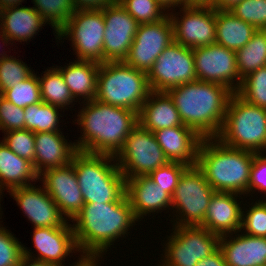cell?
<instances>
[{
	"label": "cell",
	"instance_id": "6da1fadb",
	"mask_svg": "<svg viewBox=\"0 0 266 266\" xmlns=\"http://www.w3.org/2000/svg\"><path fill=\"white\" fill-rule=\"evenodd\" d=\"M137 221L126 195L120 201L84 204L71 221L79 255L100 259Z\"/></svg>",
	"mask_w": 266,
	"mask_h": 266
},
{
	"label": "cell",
	"instance_id": "7a4b0ae2",
	"mask_svg": "<svg viewBox=\"0 0 266 266\" xmlns=\"http://www.w3.org/2000/svg\"><path fill=\"white\" fill-rule=\"evenodd\" d=\"M81 103L76 123L83 133L75 142L77 151L116 156L138 124V113L96 99Z\"/></svg>",
	"mask_w": 266,
	"mask_h": 266
},
{
	"label": "cell",
	"instance_id": "3957f363",
	"mask_svg": "<svg viewBox=\"0 0 266 266\" xmlns=\"http://www.w3.org/2000/svg\"><path fill=\"white\" fill-rule=\"evenodd\" d=\"M167 93L185 126L195 130L202 138L219 135L233 94L229 88L197 80L173 87Z\"/></svg>",
	"mask_w": 266,
	"mask_h": 266
},
{
	"label": "cell",
	"instance_id": "277c9868",
	"mask_svg": "<svg viewBox=\"0 0 266 266\" xmlns=\"http://www.w3.org/2000/svg\"><path fill=\"white\" fill-rule=\"evenodd\" d=\"M254 155L249 150L226 146L216 137L203 138L196 166L216 192L247 196Z\"/></svg>",
	"mask_w": 266,
	"mask_h": 266
},
{
	"label": "cell",
	"instance_id": "5b68a950",
	"mask_svg": "<svg viewBox=\"0 0 266 266\" xmlns=\"http://www.w3.org/2000/svg\"><path fill=\"white\" fill-rule=\"evenodd\" d=\"M71 163L85 204L120 201L126 195V179L115 156L77 151Z\"/></svg>",
	"mask_w": 266,
	"mask_h": 266
},
{
	"label": "cell",
	"instance_id": "8992f818",
	"mask_svg": "<svg viewBox=\"0 0 266 266\" xmlns=\"http://www.w3.org/2000/svg\"><path fill=\"white\" fill-rule=\"evenodd\" d=\"M150 92L147 73L123 61L100 64L96 100L139 113Z\"/></svg>",
	"mask_w": 266,
	"mask_h": 266
},
{
	"label": "cell",
	"instance_id": "52a82bcc",
	"mask_svg": "<svg viewBox=\"0 0 266 266\" xmlns=\"http://www.w3.org/2000/svg\"><path fill=\"white\" fill-rule=\"evenodd\" d=\"M216 138L229 147L266 153V108L252 105L233 93Z\"/></svg>",
	"mask_w": 266,
	"mask_h": 266
},
{
	"label": "cell",
	"instance_id": "ba28073f",
	"mask_svg": "<svg viewBox=\"0 0 266 266\" xmlns=\"http://www.w3.org/2000/svg\"><path fill=\"white\" fill-rule=\"evenodd\" d=\"M215 192L203 172L197 166H189L181 175L172 195L171 209L176 217L171 220L173 226L201 227Z\"/></svg>",
	"mask_w": 266,
	"mask_h": 266
},
{
	"label": "cell",
	"instance_id": "9c48e42d",
	"mask_svg": "<svg viewBox=\"0 0 266 266\" xmlns=\"http://www.w3.org/2000/svg\"><path fill=\"white\" fill-rule=\"evenodd\" d=\"M105 20L101 9H80L68 19L57 33L58 40L67 38L77 60L103 63Z\"/></svg>",
	"mask_w": 266,
	"mask_h": 266
},
{
	"label": "cell",
	"instance_id": "30bf717a",
	"mask_svg": "<svg viewBox=\"0 0 266 266\" xmlns=\"http://www.w3.org/2000/svg\"><path fill=\"white\" fill-rule=\"evenodd\" d=\"M115 159L125 179L149 175L169 162L153 132L139 123L132 129Z\"/></svg>",
	"mask_w": 266,
	"mask_h": 266
},
{
	"label": "cell",
	"instance_id": "8fae6325",
	"mask_svg": "<svg viewBox=\"0 0 266 266\" xmlns=\"http://www.w3.org/2000/svg\"><path fill=\"white\" fill-rule=\"evenodd\" d=\"M172 231L158 266H195L218 248L220 237L200 226H173Z\"/></svg>",
	"mask_w": 266,
	"mask_h": 266
},
{
	"label": "cell",
	"instance_id": "7c38bea8",
	"mask_svg": "<svg viewBox=\"0 0 266 266\" xmlns=\"http://www.w3.org/2000/svg\"><path fill=\"white\" fill-rule=\"evenodd\" d=\"M147 77L154 92H167L173 87L197 81L193 49L173 41L157 57Z\"/></svg>",
	"mask_w": 266,
	"mask_h": 266
},
{
	"label": "cell",
	"instance_id": "4fadbf2b",
	"mask_svg": "<svg viewBox=\"0 0 266 266\" xmlns=\"http://www.w3.org/2000/svg\"><path fill=\"white\" fill-rule=\"evenodd\" d=\"M179 12L168 13L173 24L174 41L187 48L214 44L216 41V10L211 6L184 4ZM179 14H182L179 16Z\"/></svg>",
	"mask_w": 266,
	"mask_h": 266
},
{
	"label": "cell",
	"instance_id": "5bb4252c",
	"mask_svg": "<svg viewBox=\"0 0 266 266\" xmlns=\"http://www.w3.org/2000/svg\"><path fill=\"white\" fill-rule=\"evenodd\" d=\"M193 54L198 81L224 85L233 93L238 91L242 79L239 76L235 51L214 43L194 48Z\"/></svg>",
	"mask_w": 266,
	"mask_h": 266
},
{
	"label": "cell",
	"instance_id": "9a60e30c",
	"mask_svg": "<svg viewBox=\"0 0 266 266\" xmlns=\"http://www.w3.org/2000/svg\"><path fill=\"white\" fill-rule=\"evenodd\" d=\"M173 41V24L169 15L155 23L139 24L123 62L148 74L157 57Z\"/></svg>",
	"mask_w": 266,
	"mask_h": 266
},
{
	"label": "cell",
	"instance_id": "2e32d148",
	"mask_svg": "<svg viewBox=\"0 0 266 266\" xmlns=\"http://www.w3.org/2000/svg\"><path fill=\"white\" fill-rule=\"evenodd\" d=\"M101 10L105 20L103 63L124 61L133 43L139 23L118 0Z\"/></svg>",
	"mask_w": 266,
	"mask_h": 266
},
{
	"label": "cell",
	"instance_id": "e0dca14e",
	"mask_svg": "<svg viewBox=\"0 0 266 266\" xmlns=\"http://www.w3.org/2000/svg\"><path fill=\"white\" fill-rule=\"evenodd\" d=\"M39 180L60 213L71 222L85 204L73 164L44 170Z\"/></svg>",
	"mask_w": 266,
	"mask_h": 266
},
{
	"label": "cell",
	"instance_id": "ac0fdd59",
	"mask_svg": "<svg viewBox=\"0 0 266 266\" xmlns=\"http://www.w3.org/2000/svg\"><path fill=\"white\" fill-rule=\"evenodd\" d=\"M33 229L32 242L38 254L36 255L37 257H34L35 255H32L33 252L23 245V256L25 257L56 266H64L62 262L65 261L67 256L80 252L75 241L72 224H69L68 221L61 227Z\"/></svg>",
	"mask_w": 266,
	"mask_h": 266
},
{
	"label": "cell",
	"instance_id": "d6986e66",
	"mask_svg": "<svg viewBox=\"0 0 266 266\" xmlns=\"http://www.w3.org/2000/svg\"><path fill=\"white\" fill-rule=\"evenodd\" d=\"M34 228L61 227L66 219L44 187L31 184L8 191Z\"/></svg>",
	"mask_w": 266,
	"mask_h": 266
},
{
	"label": "cell",
	"instance_id": "ffe728a7",
	"mask_svg": "<svg viewBox=\"0 0 266 266\" xmlns=\"http://www.w3.org/2000/svg\"><path fill=\"white\" fill-rule=\"evenodd\" d=\"M126 196L138 221L172 207V197L148 175L126 179Z\"/></svg>",
	"mask_w": 266,
	"mask_h": 266
},
{
	"label": "cell",
	"instance_id": "44dd1931",
	"mask_svg": "<svg viewBox=\"0 0 266 266\" xmlns=\"http://www.w3.org/2000/svg\"><path fill=\"white\" fill-rule=\"evenodd\" d=\"M236 193L215 192L210 199L202 228L220 236L241 231L242 225V195ZM241 197V198H240Z\"/></svg>",
	"mask_w": 266,
	"mask_h": 266
},
{
	"label": "cell",
	"instance_id": "7402d4cb",
	"mask_svg": "<svg viewBox=\"0 0 266 266\" xmlns=\"http://www.w3.org/2000/svg\"><path fill=\"white\" fill-rule=\"evenodd\" d=\"M220 236L218 247L228 266H266V237L238 234ZM229 237V238H228Z\"/></svg>",
	"mask_w": 266,
	"mask_h": 266
},
{
	"label": "cell",
	"instance_id": "603a6c76",
	"mask_svg": "<svg viewBox=\"0 0 266 266\" xmlns=\"http://www.w3.org/2000/svg\"><path fill=\"white\" fill-rule=\"evenodd\" d=\"M158 144L169 161L196 166L202 137L192 128L174 126L153 132Z\"/></svg>",
	"mask_w": 266,
	"mask_h": 266
},
{
	"label": "cell",
	"instance_id": "cb8c5ba5",
	"mask_svg": "<svg viewBox=\"0 0 266 266\" xmlns=\"http://www.w3.org/2000/svg\"><path fill=\"white\" fill-rule=\"evenodd\" d=\"M45 24L34 7L14 6L4 9L0 16L1 41L4 46H8L12 41L30 42Z\"/></svg>",
	"mask_w": 266,
	"mask_h": 266
},
{
	"label": "cell",
	"instance_id": "d4e9b609",
	"mask_svg": "<svg viewBox=\"0 0 266 266\" xmlns=\"http://www.w3.org/2000/svg\"><path fill=\"white\" fill-rule=\"evenodd\" d=\"M61 131L35 133L34 169L44 170L69 165L77 152L75 142H68Z\"/></svg>",
	"mask_w": 266,
	"mask_h": 266
},
{
	"label": "cell",
	"instance_id": "484cf974",
	"mask_svg": "<svg viewBox=\"0 0 266 266\" xmlns=\"http://www.w3.org/2000/svg\"><path fill=\"white\" fill-rule=\"evenodd\" d=\"M138 123L151 132L182 126L183 123L173 99L167 92L151 91L138 113Z\"/></svg>",
	"mask_w": 266,
	"mask_h": 266
},
{
	"label": "cell",
	"instance_id": "4316f807",
	"mask_svg": "<svg viewBox=\"0 0 266 266\" xmlns=\"http://www.w3.org/2000/svg\"><path fill=\"white\" fill-rule=\"evenodd\" d=\"M39 181V174L32 162L21 158L0 141V202L4 189L31 185ZM6 187V188H5Z\"/></svg>",
	"mask_w": 266,
	"mask_h": 266
},
{
	"label": "cell",
	"instance_id": "83f0119b",
	"mask_svg": "<svg viewBox=\"0 0 266 266\" xmlns=\"http://www.w3.org/2000/svg\"><path fill=\"white\" fill-rule=\"evenodd\" d=\"M99 66L100 63L94 61L74 60L67 66L56 68L61 72L74 100L76 98L78 101L81 97L84 99L82 102H88L96 98Z\"/></svg>",
	"mask_w": 266,
	"mask_h": 266
},
{
	"label": "cell",
	"instance_id": "f1b7e54d",
	"mask_svg": "<svg viewBox=\"0 0 266 266\" xmlns=\"http://www.w3.org/2000/svg\"><path fill=\"white\" fill-rule=\"evenodd\" d=\"M257 29L236 17L231 11L216 10V41L227 49L237 51L244 47Z\"/></svg>",
	"mask_w": 266,
	"mask_h": 266
},
{
	"label": "cell",
	"instance_id": "f546056e",
	"mask_svg": "<svg viewBox=\"0 0 266 266\" xmlns=\"http://www.w3.org/2000/svg\"><path fill=\"white\" fill-rule=\"evenodd\" d=\"M41 78L38 76L41 99L47 104L57 106L61 109H71L75 100L70 92V89L65 84L61 72L56 67H50L43 72ZM71 105V106H69Z\"/></svg>",
	"mask_w": 266,
	"mask_h": 266
},
{
	"label": "cell",
	"instance_id": "4dcf8cb0",
	"mask_svg": "<svg viewBox=\"0 0 266 266\" xmlns=\"http://www.w3.org/2000/svg\"><path fill=\"white\" fill-rule=\"evenodd\" d=\"M235 53L241 79L266 66V29L257 30L250 41Z\"/></svg>",
	"mask_w": 266,
	"mask_h": 266
},
{
	"label": "cell",
	"instance_id": "1f68e13d",
	"mask_svg": "<svg viewBox=\"0 0 266 266\" xmlns=\"http://www.w3.org/2000/svg\"><path fill=\"white\" fill-rule=\"evenodd\" d=\"M61 108L44 101L24 108L25 129L34 133L60 131Z\"/></svg>",
	"mask_w": 266,
	"mask_h": 266
},
{
	"label": "cell",
	"instance_id": "d6a6232c",
	"mask_svg": "<svg viewBox=\"0 0 266 266\" xmlns=\"http://www.w3.org/2000/svg\"><path fill=\"white\" fill-rule=\"evenodd\" d=\"M34 8L57 34L75 13L72 0H32Z\"/></svg>",
	"mask_w": 266,
	"mask_h": 266
},
{
	"label": "cell",
	"instance_id": "836d02e7",
	"mask_svg": "<svg viewBox=\"0 0 266 266\" xmlns=\"http://www.w3.org/2000/svg\"><path fill=\"white\" fill-rule=\"evenodd\" d=\"M1 95L17 107L21 108H26L27 106L41 102L42 99L38 75L33 73L26 80L5 90Z\"/></svg>",
	"mask_w": 266,
	"mask_h": 266
},
{
	"label": "cell",
	"instance_id": "e575fe53",
	"mask_svg": "<svg viewBox=\"0 0 266 266\" xmlns=\"http://www.w3.org/2000/svg\"><path fill=\"white\" fill-rule=\"evenodd\" d=\"M236 93L246 102L266 108V66L244 77Z\"/></svg>",
	"mask_w": 266,
	"mask_h": 266
},
{
	"label": "cell",
	"instance_id": "d590c367",
	"mask_svg": "<svg viewBox=\"0 0 266 266\" xmlns=\"http://www.w3.org/2000/svg\"><path fill=\"white\" fill-rule=\"evenodd\" d=\"M125 10L139 23H155L164 19V12L156 0H118Z\"/></svg>",
	"mask_w": 266,
	"mask_h": 266
},
{
	"label": "cell",
	"instance_id": "8d00e7d4",
	"mask_svg": "<svg viewBox=\"0 0 266 266\" xmlns=\"http://www.w3.org/2000/svg\"><path fill=\"white\" fill-rule=\"evenodd\" d=\"M0 60V94L30 77L33 72L23 61L13 58Z\"/></svg>",
	"mask_w": 266,
	"mask_h": 266
},
{
	"label": "cell",
	"instance_id": "74e56055",
	"mask_svg": "<svg viewBox=\"0 0 266 266\" xmlns=\"http://www.w3.org/2000/svg\"><path fill=\"white\" fill-rule=\"evenodd\" d=\"M1 140L10 150L21 158L32 162L35 158V133L27 129L12 130L4 133Z\"/></svg>",
	"mask_w": 266,
	"mask_h": 266
},
{
	"label": "cell",
	"instance_id": "f35d334b",
	"mask_svg": "<svg viewBox=\"0 0 266 266\" xmlns=\"http://www.w3.org/2000/svg\"><path fill=\"white\" fill-rule=\"evenodd\" d=\"M251 207L242 211L241 230L244 234L258 237H266V200L263 199L251 203Z\"/></svg>",
	"mask_w": 266,
	"mask_h": 266
},
{
	"label": "cell",
	"instance_id": "ab89813d",
	"mask_svg": "<svg viewBox=\"0 0 266 266\" xmlns=\"http://www.w3.org/2000/svg\"><path fill=\"white\" fill-rule=\"evenodd\" d=\"M230 11L257 30L266 29V0H242Z\"/></svg>",
	"mask_w": 266,
	"mask_h": 266
},
{
	"label": "cell",
	"instance_id": "60d3db41",
	"mask_svg": "<svg viewBox=\"0 0 266 266\" xmlns=\"http://www.w3.org/2000/svg\"><path fill=\"white\" fill-rule=\"evenodd\" d=\"M188 167L181 162L169 161L152 171L148 176L172 197L181 175Z\"/></svg>",
	"mask_w": 266,
	"mask_h": 266
},
{
	"label": "cell",
	"instance_id": "b9f144b4",
	"mask_svg": "<svg viewBox=\"0 0 266 266\" xmlns=\"http://www.w3.org/2000/svg\"><path fill=\"white\" fill-rule=\"evenodd\" d=\"M3 212L0 207V219ZM2 222V221H0ZM0 224V266H18L23 256V244Z\"/></svg>",
	"mask_w": 266,
	"mask_h": 266
},
{
	"label": "cell",
	"instance_id": "7bdbcfd3",
	"mask_svg": "<svg viewBox=\"0 0 266 266\" xmlns=\"http://www.w3.org/2000/svg\"><path fill=\"white\" fill-rule=\"evenodd\" d=\"M24 108L17 107L0 94V130L3 133L25 129Z\"/></svg>",
	"mask_w": 266,
	"mask_h": 266
},
{
	"label": "cell",
	"instance_id": "ee69618b",
	"mask_svg": "<svg viewBox=\"0 0 266 266\" xmlns=\"http://www.w3.org/2000/svg\"><path fill=\"white\" fill-rule=\"evenodd\" d=\"M256 190H258V193H266V155L264 153H255L250 170L248 185L249 196L253 194V192L255 193ZM264 196H266V194Z\"/></svg>",
	"mask_w": 266,
	"mask_h": 266
},
{
	"label": "cell",
	"instance_id": "f6af8a7d",
	"mask_svg": "<svg viewBox=\"0 0 266 266\" xmlns=\"http://www.w3.org/2000/svg\"><path fill=\"white\" fill-rule=\"evenodd\" d=\"M117 0H72L76 10L80 9H103L106 6L112 5Z\"/></svg>",
	"mask_w": 266,
	"mask_h": 266
},
{
	"label": "cell",
	"instance_id": "bcb514c9",
	"mask_svg": "<svg viewBox=\"0 0 266 266\" xmlns=\"http://www.w3.org/2000/svg\"><path fill=\"white\" fill-rule=\"evenodd\" d=\"M195 266H228L224 261L222 252L219 247L209 256L198 261Z\"/></svg>",
	"mask_w": 266,
	"mask_h": 266
},
{
	"label": "cell",
	"instance_id": "7dc6e473",
	"mask_svg": "<svg viewBox=\"0 0 266 266\" xmlns=\"http://www.w3.org/2000/svg\"><path fill=\"white\" fill-rule=\"evenodd\" d=\"M241 1L242 0H216L211 7L218 11H230L235 5H237Z\"/></svg>",
	"mask_w": 266,
	"mask_h": 266
},
{
	"label": "cell",
	"instance_id": "c3c4849f",
	"mask_svg": "<svg viewBox=\"0 0 266 266\" xmlns=\"http://www.w3.org/2000/svg\"><path fill=\"white\" fill-rule=\"evenodd\" d=\"M156 1L165 12L167 11V13H169L170 10L172 9L174 10L176 7L180 6L182 7L184 4H186L185 0H156Z\"/></svg>",
	"mask_w": 266,
	"mask_h": 266
},
{
	"label": "cell",
	"instance_id": "681fc988",
	"mask_svg": "<svg viewBox=\"0 0 266 266\" xmlns=\"http://www.w3.org/2000/svg\"><path fill=\"white\" fill-rule=\"evenodd\" d=\"M18 266H56V265L22 256Z\"/></svg>",
	"mask_w": 266,
	"mask_h": 266
},
{
	"label": "cell",
	"instance_id": "f907efd6",
	"mask_svg": "<svg viewBox=\"0 0 266 266\" xmlns=\"http://www.w3.org/2000/svg\"><path fill=\"white\" fill-rule=\"evenodd\" d=\"M99 261L102 260L97 258H85L83 256H80L79 260H77V263L75 262L71 266H100V264L98 263Z\"/></svg>",
	"mask_w": 266,
	"mask_h": 266
},
{
	"label": "cell",
	"instance_id": "816d5d0a",
	"mask_svg": "<svg viewBox=\"0 0 266 266\" xmlns=\"http://www.w3.org/2000/svg\"><path fill=\"white\" fill-rule=\"evenodd\" d=\"M216 0H185V3L193 6H212Z\"/></svg>",
	"mask_w": 266,
	"mask_h": 266
},
{
	"label": "cell",
	"instance_id": "f5cc1de1",
	"mask_svg": "<svg viewBox=\"0 0 266 266\" xmlns=\"http://www.w3.org/2000/svg\"><path fill=\"white\" fill-rule=\"evenodd\" d=\"M23 1L24 0H0V8L4 10L10 7L19 6L22 5L21 3Z\"/></svg>",
	"mask_w": 266,
	"mask_h": 266
},
{
	"label": "cell",
	"instance_id": "db71d44e",
	"mask_svg": "<svg viewBox=\"0 0 266 266\" xmlns=\"http://www.w3.org/2000/svg\"><path fill=\"white\" fill-rule=\"evenodd\" d=\"M1 48V47H0ZM3 53V54H2ZM1 54H0V60H2V59H5V58H9L10 56L9 55H7L6 54V52L4 53V52H2Z\"/></svg>",
	"mask_w": 266,
	"mask_h": 266
}]
</instances>
